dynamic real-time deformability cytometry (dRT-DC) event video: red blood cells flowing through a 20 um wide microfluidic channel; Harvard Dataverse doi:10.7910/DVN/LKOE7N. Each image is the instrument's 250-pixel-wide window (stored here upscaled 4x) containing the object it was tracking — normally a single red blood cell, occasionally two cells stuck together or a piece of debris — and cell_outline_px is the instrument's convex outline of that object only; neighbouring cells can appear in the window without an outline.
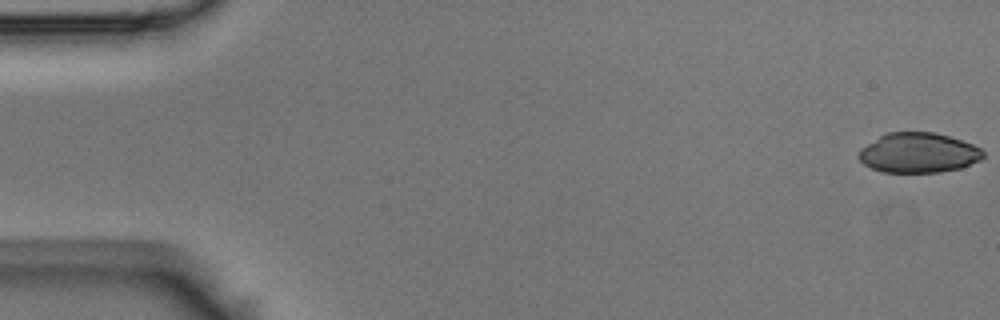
{"species": "Egyptian fruit bat (a non-hibernating species)", "species_latin": "Rousettus aegyptiacus", "temperature_condition": "room temperature", "stored_images_in_passage": 6, "camera_frame_rate_fps": 3000, "um_per_image_px": 0.085, "animal": {"sex": "male"}, "frame": {"image": 1, "passage_image": 1, "time_ms": 0.0, "image_size_px": [1000, 320], "cell_outline_px": [[984, 156], [980, 160], [960, 168], [940, 172], [880, 172], [864, 164], [856, 156], [860, 148], [880, 136], [888, 132], [936, 132], [972, 144], [980, 148], [984, 152]], "centroid_in_image_um": [78.04, 12.99], "position_along_channel_um": 7.0, "area_um2": 28.96}}